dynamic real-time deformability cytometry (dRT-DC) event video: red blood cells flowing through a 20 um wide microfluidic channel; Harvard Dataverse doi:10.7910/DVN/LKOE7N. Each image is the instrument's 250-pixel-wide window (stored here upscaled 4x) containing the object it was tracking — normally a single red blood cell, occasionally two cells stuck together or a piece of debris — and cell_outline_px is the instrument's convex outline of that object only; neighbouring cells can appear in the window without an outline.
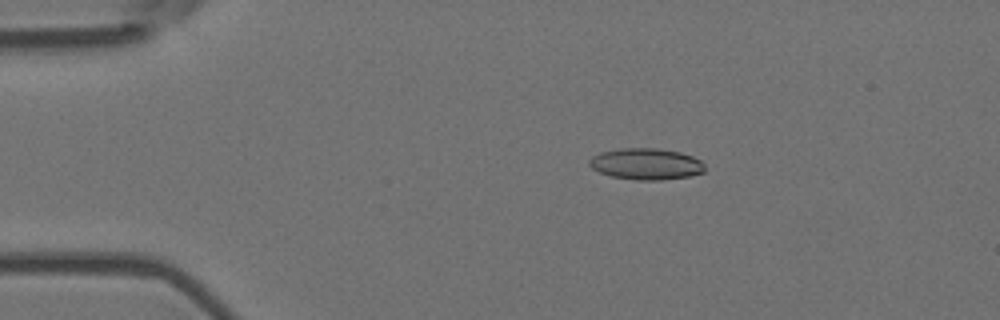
{"species": "Egyptian fruit bat (a non-hibernating species)", "species_latin": "Rousettus aegyptiacus", "temperature_condition": "room temperature", "stored_images_in_passage": 56, "camera_frame_rate_fps": 3000, "um_per_image_px": 0.085, "animal": {"sex": "female"}, "frame": {"image": 1, "passage_image": 11, "time_ms": 3.333, "image_size_px": [1000, 320], "cell_outline_px": [[704, 172], [688, 176], [660, 180], [636, 180], [612, 176], [600, 172], [592, 168], [588, 164], [588, 160], [592, 156], [600, 152], [620, 148], [656, 148], [680, 152], [692, 156], [700, 160], [704, 164]], "centroid_in_image_um": [54.9, 13.93], "position_along_channel_um": 30.1, "area_um2": 21.1}}
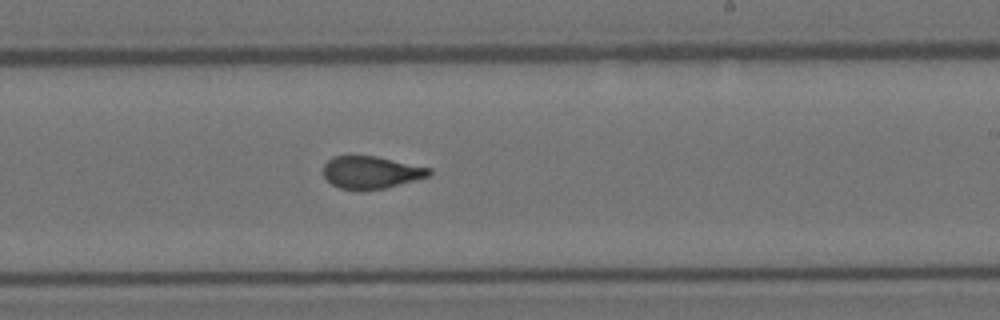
{"frame": {"image": 2, "passage_image": 34, "time_ms": 11.0, "image_size_px": [1000, 320], "cell_outline_px": [[432, 172], [428, 176], [384, 188], [360, 192], [340, 188], [332, 184], [324, 176], [324, 164], [332, 156], [376, 156], [432, 168]], "centroid_in_image_um": [31.52, 14.66], "position_along_channel_um": 257.5, "area_um2": 20.06}}
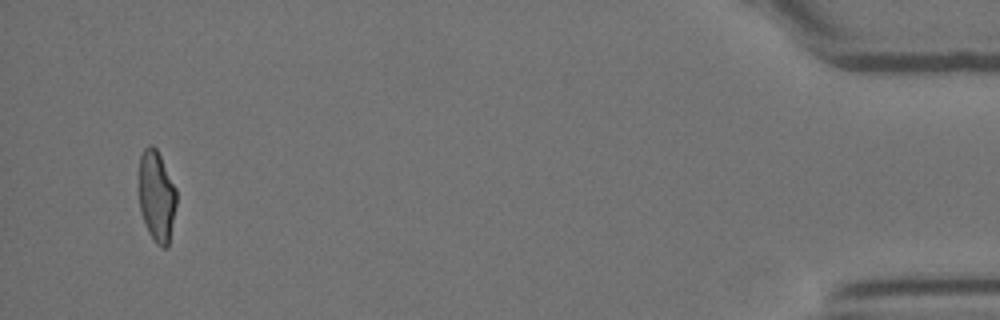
{"frame": {"image": 3, "passage_image": 54, "time_ms": 17.667, "image_size_px": [1000, 320], "cell_outline_px": [[176, 204], [168, 248], [160, 248], [156, 244], [148, 232], [140, 212], [140, 156], [144, 148], [148, 144], [152, 144], [156, 148], [176, 188]], "centroid_in_image_um": [13.32, 16.71], "position_along_channel_um": 421.9, "area_um2": 19.83}, "authors_computed_cell_mechanics": {"area_um2": 20.6346, "velocity_mm_per_s": 3.6613, "shape_relaxation_time_tau1_ms": 7.7568, "shape_relaxation_time_tau2_ms": 1.5362, "deformation_change_tau1": 0.2234, "deformation_change_tau2": 0.076}}